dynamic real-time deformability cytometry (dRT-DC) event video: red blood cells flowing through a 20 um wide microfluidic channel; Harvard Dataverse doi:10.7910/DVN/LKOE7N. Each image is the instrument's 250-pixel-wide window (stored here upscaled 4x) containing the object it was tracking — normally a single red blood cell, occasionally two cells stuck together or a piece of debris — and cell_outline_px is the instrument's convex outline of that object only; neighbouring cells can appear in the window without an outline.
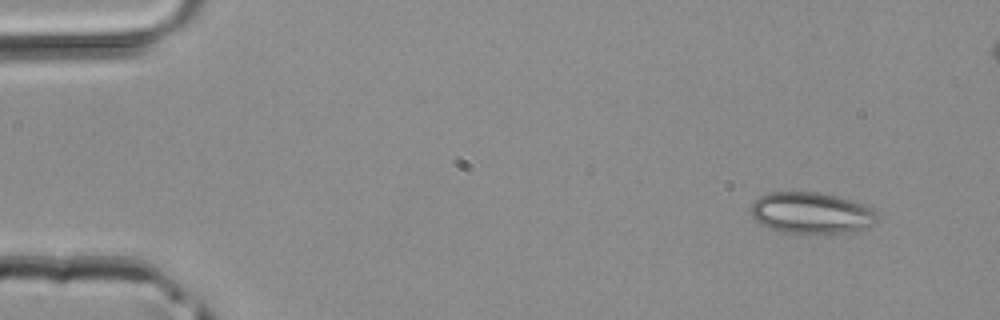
{"species": "common noctule bat (a hibernating species)", "species_latin": "Nyctalus noctula", "temperature_condition": "room temperature", "stored_images_in_passage": 5, "camera_frame_rate_fps": 3000, "um_per_image_px": 0.085, "animal": {"sex": "male", "body_mass_g": 20.4}, "frame": {"image": 1, "passage_image": 1, "time_ms": 0.0, "image_size_px": [1000, 320], "cell_outline_px": [[876, 224], [868, 228], [852, 232], [800, 236], [768, 228], [760, 224], [752, 216], [752, 204], [760, 196], [768, 192], [816, 192], [836, 196], [876, 208]], "centroid_in_image_um": [69.0, 18.15], "position_along_channel_um": 16.0, "area_um2": 31.21}}